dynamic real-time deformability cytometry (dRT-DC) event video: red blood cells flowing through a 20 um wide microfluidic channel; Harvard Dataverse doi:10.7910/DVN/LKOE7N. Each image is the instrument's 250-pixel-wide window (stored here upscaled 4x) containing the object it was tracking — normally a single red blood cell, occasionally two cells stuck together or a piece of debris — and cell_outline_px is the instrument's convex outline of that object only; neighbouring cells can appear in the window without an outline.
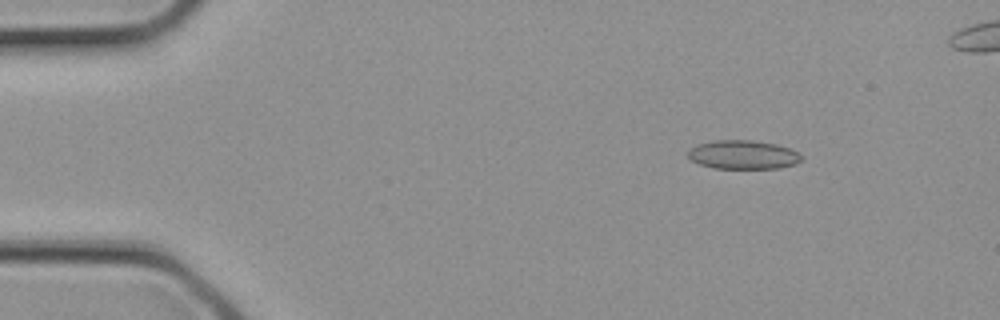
{"species": "common noctule bat (a hibernating species)", "species_latin": "Nyctalus noctula", "temperature_condition": "cold", "stored_images_in_passage": 2, "camera_frame_rate_fps": 3000, "um_per_image_px": 0.085, "animal": {"sex": "female", "body_mass_g": 21.9}, "frame": {"image": 1, "passage_image": 1, "time_ms": 0.0, "image_size_px": [1000, 320], "cell_outline_px": [[804, 156], [796, 164], [780, 168], [716, 168], [700, 164], [692, 160], [688, 156], [688, 148], [696, 144], [712, 140], [752, 140], [776, 144], [800, 152]], "centroid_in_image_um": [63.17, 13.14], "position_along_channel_um": 21.8, "area_um2": 19.19}}